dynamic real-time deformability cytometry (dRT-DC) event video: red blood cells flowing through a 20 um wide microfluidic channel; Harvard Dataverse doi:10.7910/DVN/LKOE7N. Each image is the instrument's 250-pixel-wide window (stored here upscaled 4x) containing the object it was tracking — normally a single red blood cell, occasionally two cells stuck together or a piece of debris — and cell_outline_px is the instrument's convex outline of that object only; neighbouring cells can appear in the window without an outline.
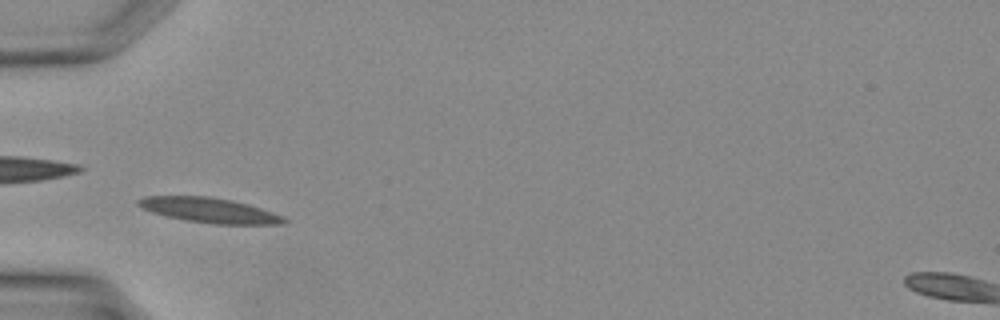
{"species": "Egyptian fruit bat (a non-hibernating species)", "species_latin": "Rousettus aegyptiacus", "temperature_condition": "warm", "stored_images_in_passage": 23, "camera_frame_rate_fps": 3000, "um_per_image_px": 0.085, "animal": {"sex": "female"}, "frame": {"image": 1, "passage_image": 4, "time_ms": 1.0, "image_size_px": [1000, 320], "cell_outline_px": [[288, 220], [280, 224], [216, 224], [184, 220], [152, 212], [140, 208], [136, 204], [136, 200], [144, 196], [208, 196], [232, 200], [248, 204], [284, 216]], "centroid_in_image_um": [17.76, 17.86], "position_along_channel_um": 67.2, "area_um2": 21.15}}